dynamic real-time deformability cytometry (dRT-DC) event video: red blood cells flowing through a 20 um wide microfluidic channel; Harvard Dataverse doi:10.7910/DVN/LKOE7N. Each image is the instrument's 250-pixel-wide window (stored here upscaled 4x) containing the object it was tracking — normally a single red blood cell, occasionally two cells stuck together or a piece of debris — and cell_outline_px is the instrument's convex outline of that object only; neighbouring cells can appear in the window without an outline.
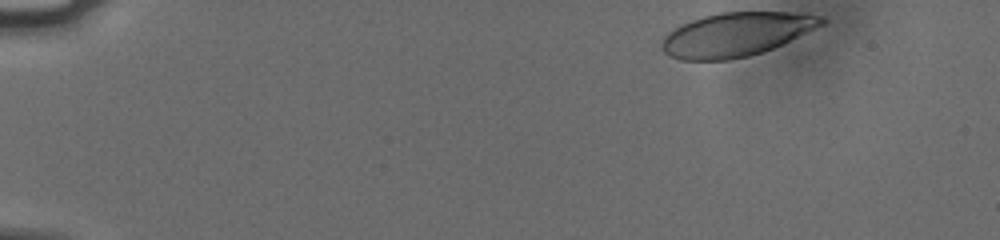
{"species": "human", "species_latin": "Homo sapiens", "temperature_condition": "cold", "stored_images_in_passage": 43, "camera_frame_rate_fps": 3000, "um_per_image_px": 0.085, "donor": {"sex": "male"}, "frame": {"image": 1, "passage_image": 1, "time_ms": 0.0, "image_size_px": [1000, 240], "cell_outline_px": [[828, 20], [824, 24], [772, 48], [748, 56], [728, 60], [680, 60], [668, 56], [660, 48], [660, 44], [664, 36], [668, 32], [680, 24], [704, 16], [720, 12], [788, 12], [820, 16]], "centroid_in_image_um": [62.5, 2.93], "position_along_channel_um": 22.5, "area_um2": 40.58}}
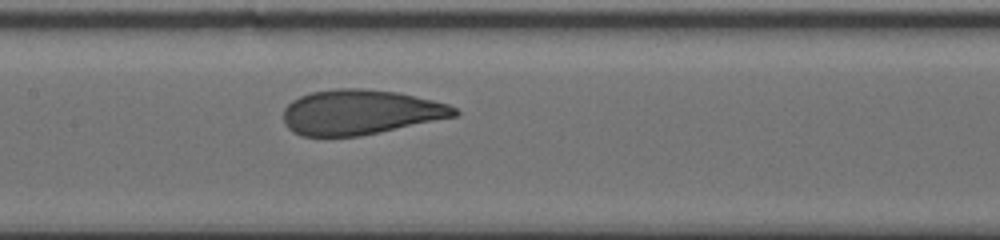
{"frame": {"image": 2, "passage_image": 23, "time_ms": 7.333, "image_size_px": [1000, 240], "cell_outline_px": [[460, 112], [456, 116], [360, 136], [304, 136], [292, 132], [284, 124], [284, 108], [292, 100], [308, 92], [336, 88], [360, 88], [400, 92], [448, 104], [456, 108]], "centroid_in_image_um": [30.6, 9.52], "position_along_channel_um": 176.8, "area_um2": 44.85}}
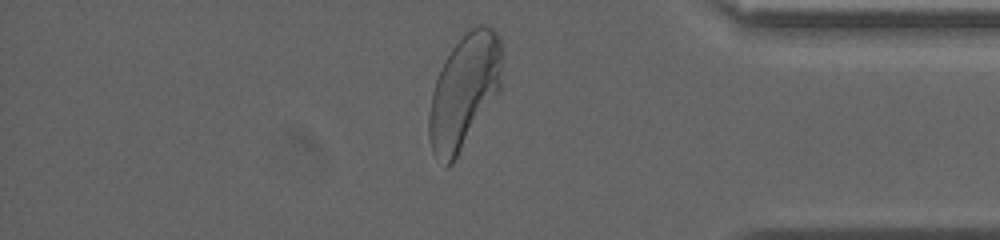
{"frame": {"image": 3, "passage_image": 42, "time_ms": 13.667, "image_size_px": [1000, 240], "cell_outline_px": [[504, 52], [500, 92], [452, 164], [448, 168], [444, 168], [432, 152], [428, 136], [428, 116], [432, 92], [436, 80], [452, 48], [464, 28], [468, 24], [484, 24], [492, 28], [496, 32], [500, 40]], "centroid_in_image_um": [39.48, 7.72], "position_along_channel_um": 395.7, "area_um2": 49.71}, "authors_computed_cell_mechanics": {"area_um2": 45.3152, "velocity_mm_per_s": 3.7544, "shape_relaxation_time_tau1_ms": 3.7933, "shape_relaxation_time_tau2_ms": null, "deformation_change_tau1": 0.1651, "deformation_change_tau2": null}}